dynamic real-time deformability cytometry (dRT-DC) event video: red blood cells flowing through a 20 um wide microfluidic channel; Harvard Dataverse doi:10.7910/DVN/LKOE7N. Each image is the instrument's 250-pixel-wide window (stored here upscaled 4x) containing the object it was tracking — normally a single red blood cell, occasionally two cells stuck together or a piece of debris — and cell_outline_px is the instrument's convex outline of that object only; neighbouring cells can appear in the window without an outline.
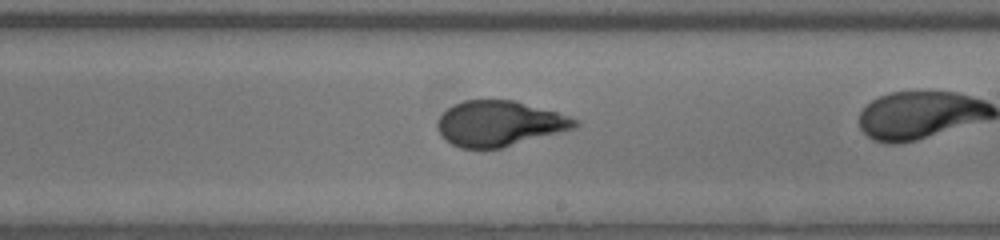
{"species": "human", "species_latin": "Homo sapiens", "temperature_condition": "warm", "stored_images_in_passage": 31, "camera_frame_rate_fps": 3000, "um_per_image_px": 0.085, "donor": {"sex": "male"}, "frame": {"image": 1, "passage_image": 22, "time_ms": 7.0, "image_size_px": [1000, 240], "cell_outline_px": [[580, 124], [576, 128], [500, 148], [460, 148], [444, 140], [440, 136], [436, 128], [436, 120], [452, 104], [464, 100], [512, 100], [556, 112], [580, 120]], "centroid_in_image_um": [42.4, 10.5], "position_along_channel_um": 246.6, "area_um2": 36.36}}